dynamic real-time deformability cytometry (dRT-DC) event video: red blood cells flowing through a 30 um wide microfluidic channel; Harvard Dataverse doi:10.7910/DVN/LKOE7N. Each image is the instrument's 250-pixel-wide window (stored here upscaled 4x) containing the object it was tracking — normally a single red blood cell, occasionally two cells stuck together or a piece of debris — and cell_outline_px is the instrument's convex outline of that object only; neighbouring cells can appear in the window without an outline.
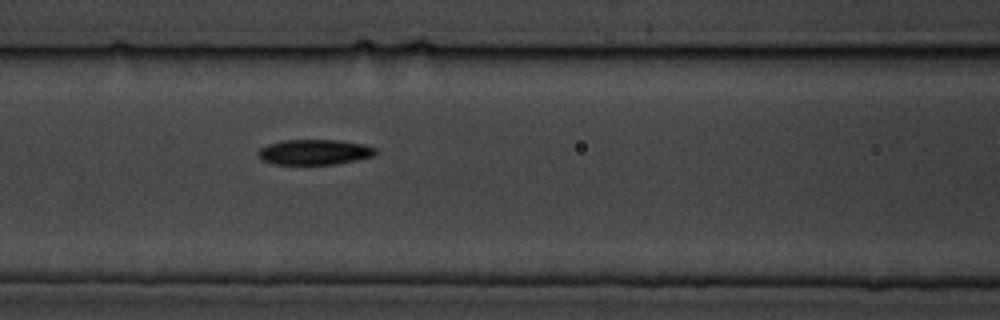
{"species": "common noctule bat (a hibernating species)", "species_latin": "Nyctalus noctula", "temperature_condition": "cold", "stored_images_in_passage": 4, "segment_of_instrument_passage": [1, 2], "camera_frame_rate_fps": 3000, "um_per_image_px": 0.085, "animal": {"sex": "male", "body_mass_g": 19.5, "forearm_length_mm": 54.6}, "frame": {"image": 1, "passage_image": 3, "time_ms": 2.333, "image_size_px": [1000, 320], "cell_outline_px": [[376, 156], [336, 164], [272, 164], [260, 160], [256, 156], [256, 152], [260, 148], [268, 144], [284, 140], [340, 140], [364, 144], [376, 148]], "centroid_in_image_um": [26.7, 12.93], "position_along_channel_um": 139.9, "area_um2": 17.57}}